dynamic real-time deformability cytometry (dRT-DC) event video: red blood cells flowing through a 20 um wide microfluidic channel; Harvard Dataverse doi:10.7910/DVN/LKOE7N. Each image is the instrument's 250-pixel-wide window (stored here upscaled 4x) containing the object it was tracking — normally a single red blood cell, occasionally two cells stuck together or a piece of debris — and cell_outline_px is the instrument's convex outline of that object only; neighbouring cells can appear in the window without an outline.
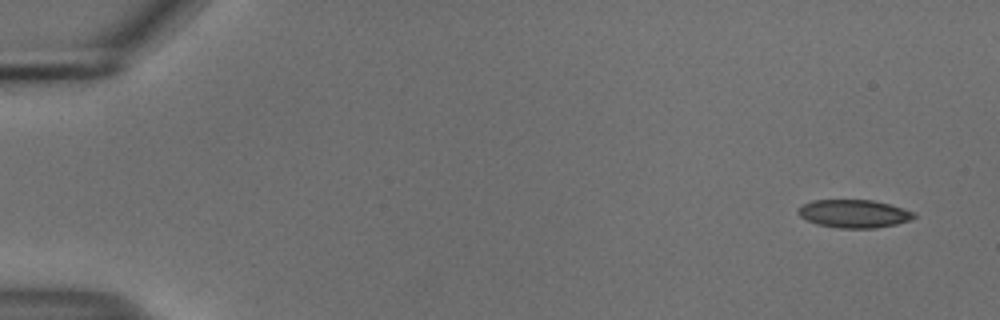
{"species": "common noctule bat (a hibernating species)", "species_latin": "Nyctalus noctula", "temperature_condition": "cold", "stored_images_in_passage": 55, "camera_frame_rate_fps": 3000, "um_per_image_px": 0.085, "animal": {"sex": "male", "body_mass_g": 18.8}, "frame": {"image": 1, "passage_image": 3, "time_ms": 0.667, "image_size_px": [1000, 320], "cell_outline_px": [[916, 216], [908, 220], [896, 224], [876, 228], [840, 228], [816, 224], [800, 216], [796, 212], [804, 204], [812, 200], [872, 200], [888, 204], [916, 212]], "centroid_in_image_um": [72.58, 18.16], "position_along_channel_um": 12.4, "area_um2": 18.79}}
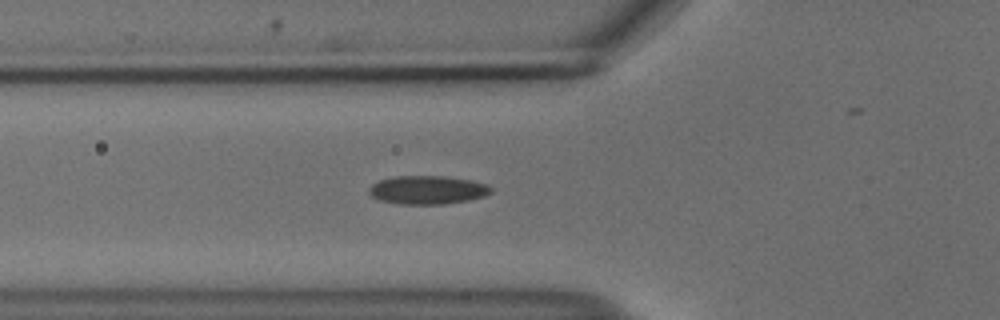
{"frame": {"image": 2, "passage_image": 20, "time_ms": 6.333, "image_size_px": [1000, 320], "cell_outline_px": [[492, 192], [484, 196], [468, 200], [444, 204], [396, 204], [380, 200], [372, 196], [368, 192], [368, 188], [372, 184], [380, 180], [392, 176], [448, 176], [472, 180], [488, 184], [492, 188]], "centroid_in_image_um": [36.34, 16.14], "position_along_channel_um": 89.5, "area_um2": 20.46}}
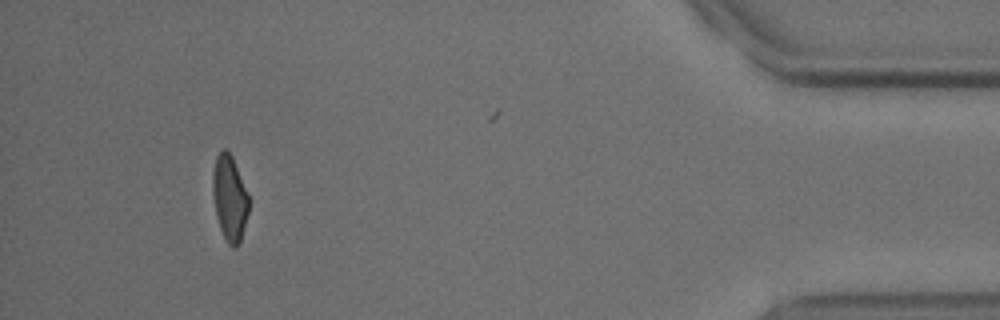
{"frame": {"image": 3, "passage_image": 51, "time_ms": 16.667, "image_size_px": [1000, 320], "cell_outline_px": [[248, 212], [240, 244], [236, 248], [232, 248], [228, 244], [220, 228], [216, 216], [212, 192], [212, 172], [216, 156], [224, 148], [228, 148], [232, 156], [248, 196]], "centroid_in_image_um": [19.49, 16.84], "position_along_channel_um": 415.7, "area_um2": 17.98}}